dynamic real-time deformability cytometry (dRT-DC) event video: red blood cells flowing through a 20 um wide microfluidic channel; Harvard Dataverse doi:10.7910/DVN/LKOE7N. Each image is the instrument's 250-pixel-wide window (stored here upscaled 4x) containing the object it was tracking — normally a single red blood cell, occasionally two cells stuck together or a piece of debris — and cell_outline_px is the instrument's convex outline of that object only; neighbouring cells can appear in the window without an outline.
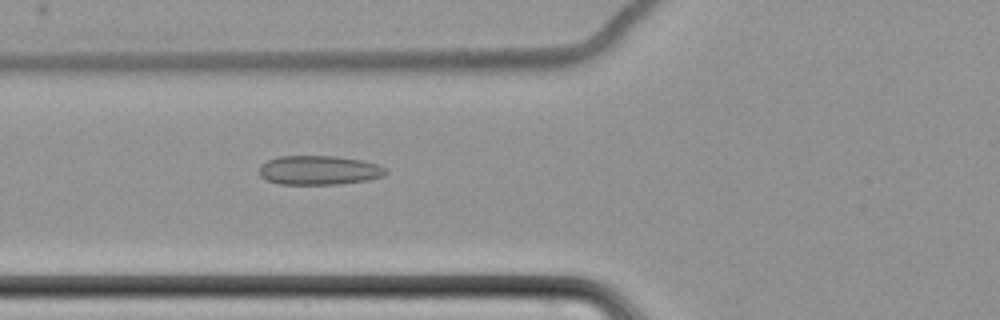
{"species": "common noctule bat (a hibernating species)", "species_latin": "Nyctalus noctula", "temperature_condition": "cold", "stored_images_in_passage": 6, "camera_frame_rate_fps": 3000, "um_per_image_px": 0.085, "animal": {"sex": "female", "body_mass_g": 22.7, "forearm_length_mm": 54.2}, "frame": {"image": 1, "passage_image": 6, "time_ms": 7.0, "image_size_px": [1000, 320], "cell_outline_px": [[388, 172], [384, 176], [368, 180], [336, 184], [280, 184], [268, 180], [260, 176], [260, 164], [268, 160], [280, 156], [336, 156], [360, 160], [376, 164], [388, 168]], "centroid_in_image_um": [27.14, 14.46], "position_along_channel_um": 98.7, "area_um2": 21.5}}